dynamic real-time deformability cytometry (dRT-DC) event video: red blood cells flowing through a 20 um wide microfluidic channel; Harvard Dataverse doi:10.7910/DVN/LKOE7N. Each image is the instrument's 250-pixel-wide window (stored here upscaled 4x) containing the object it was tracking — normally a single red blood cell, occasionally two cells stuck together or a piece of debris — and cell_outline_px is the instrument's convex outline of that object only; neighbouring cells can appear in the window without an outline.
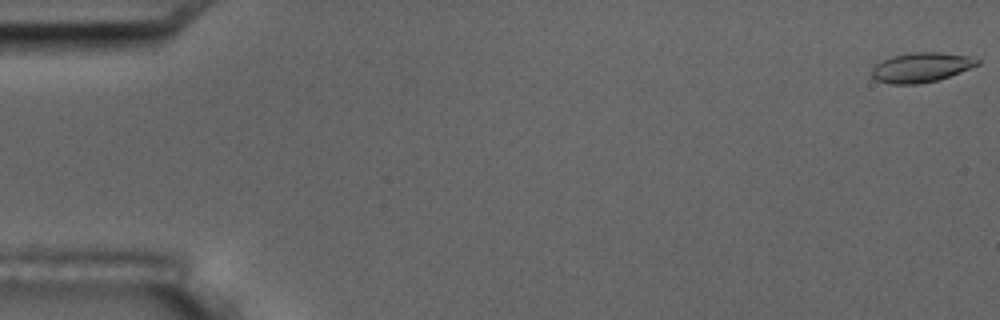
{"species": "common noctule bat (a hibernating species)", "species_latin": "Nyctalus noctula", "temperature_condition": "room temperature", "stored_images_in_passage": 9, "camera_frame_rate_fps": 3000, "um_per_image_px": 0.085, "animal": {"sex": "male", "body_mass_g": 17.5, "forearm_length_mm": 52.3}, "frame": {"image": 1, "passage_image": 1, "time_ms": 0.0, "image_size_px": [1000, 320], "cell_outline_px": [[980, 64], [960, 72], [936, 80], [916, 84], [892, 84], [876, 80], [872, 76], [872, 68], [880, 60], [892, 56], [912, 52], [940, 52], [968, 56], [980, 60]], "centroid_in_image_um": [78.27, 5.72], "position_along_channel_um": 6.7, "area_um2": 18.15}}
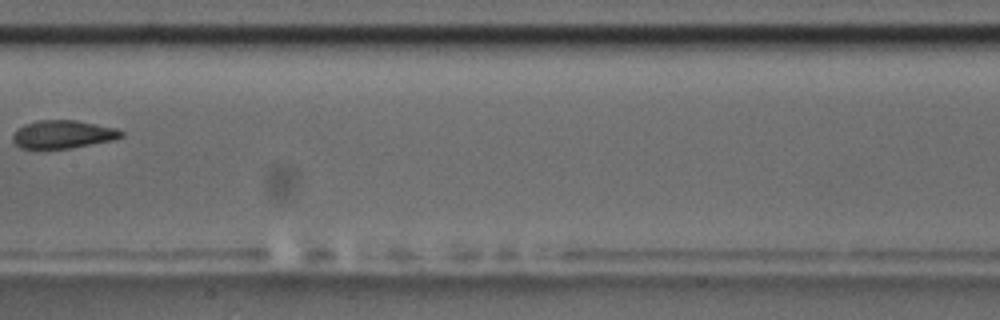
{"frame": {"image": 2, "passage_image": 8, "time_ms": 9.333, "image_size_px": [1000, 320], "cell_outline_px": [[124, 136], [112, 140], [68, 148], [20, 148], [12, 140], [12, 136], [16, 128], [24, 124], [36, 120], [76, 120], [116, 128], [124, 132]], "centroid_in_image_um": [5.32, 11.4], "position_along_channel_um": 202.1, "area_um2": 17.69}}
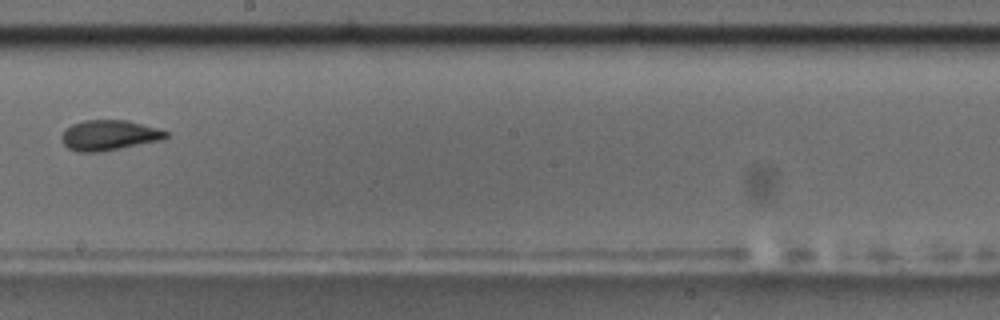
{"frame": {"image": 3, "passage_image": 9, "time_ms": 10.333, "image_size_px": [1000, 320], "cell_outline_px": [[168, 136], [164, 140], [100, 152], [76, 152], [68, 148], [60, 140], [60, 136], [64, 128], [72, 124], [84, 120], [128, 120], [156, 128], [168, 132]], "centroid_in_image_um": [9.24, 11.5], "position_along_channel_um": 239.0, "area_um2": 18.67}}